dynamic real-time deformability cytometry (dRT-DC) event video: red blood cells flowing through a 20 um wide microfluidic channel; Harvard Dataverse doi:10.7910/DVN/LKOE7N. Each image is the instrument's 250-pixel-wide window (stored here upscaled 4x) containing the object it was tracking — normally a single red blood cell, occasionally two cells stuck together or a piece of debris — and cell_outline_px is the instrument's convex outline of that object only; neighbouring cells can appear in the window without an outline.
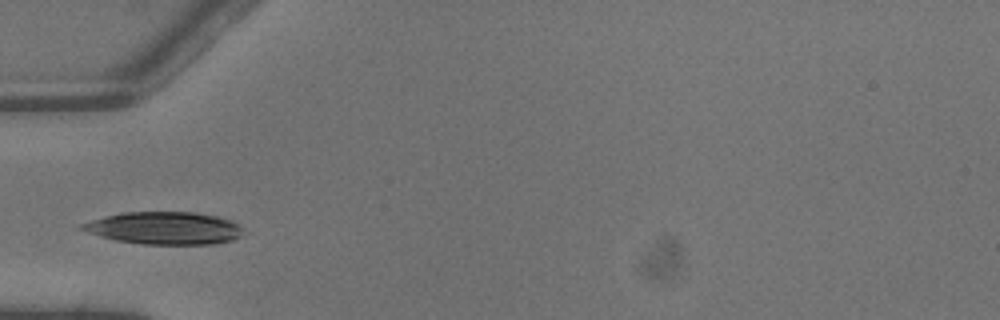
{"species": "common noctule bat (a hibernating species)", "species_latin": "Nyctalus noctula", "temperature_condition": "warm", "stored_images_in_passage": 2, "camera_frame_rate_fps": 3000, "um_per_image_px": 0.085, "animal": {"sex": "male", "body_mass_g": 13.3}, "frame": {"image": 1, "passage_image": 2, "time_ms": 0.333, "image_size_px": [1000, 320], "cell_outline_px": [[244, 228], [240, 236], [232, 240], [216, 244], [140, 244], [116, 240], [76, 228], [80, 224], [92, 220], [120, 212], [196, 212], [216, 216], [228, 220]], "centroid_in_image_um": [13.96, 19.39], "position_along_channel_um": 71.0, "area_um2": 30.4}}